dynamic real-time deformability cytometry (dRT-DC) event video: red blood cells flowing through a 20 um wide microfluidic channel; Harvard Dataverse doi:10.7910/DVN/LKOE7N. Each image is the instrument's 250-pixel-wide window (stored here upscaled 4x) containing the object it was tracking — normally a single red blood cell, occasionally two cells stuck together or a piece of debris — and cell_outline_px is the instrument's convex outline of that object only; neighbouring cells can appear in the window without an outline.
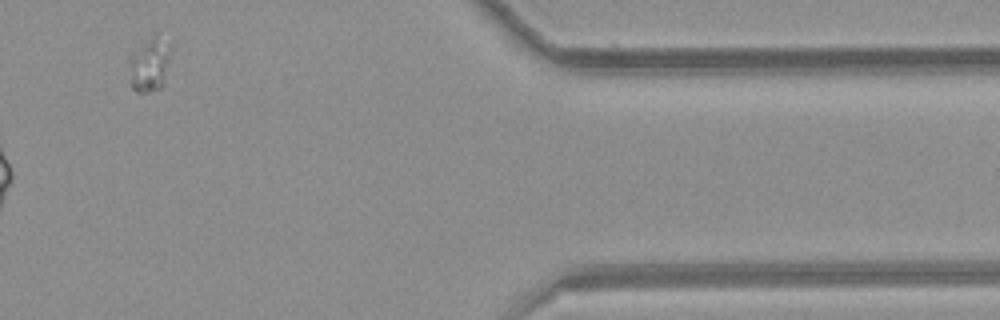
{"species": "common noctule bat (a hibernating species)", "species_latin": "Nyctalus noctula", "temperature_condition": "room temperature", "stored_images_in_passage": 13, "camera_frame_rate_fps": 3000, "um_per_image_px": 0.085, "animal": {"sex": "female", "body_mass_g": 21.9}, "frame": {"image": 1, "passage_image": 12, "time_ms": 3.667, "image_size_px": [1000, 320], "cell_outline_px": [[172, 40], [164, 84], [160, 88], [148, 92], [136, 92], [132, 88], [128, 64], [128, 60], [132, 52], [156, 36]], "centroid_in_image_um": [12.72, 5.51], "position_along_channel_um": 398.7, "area_um2": 13.01}}